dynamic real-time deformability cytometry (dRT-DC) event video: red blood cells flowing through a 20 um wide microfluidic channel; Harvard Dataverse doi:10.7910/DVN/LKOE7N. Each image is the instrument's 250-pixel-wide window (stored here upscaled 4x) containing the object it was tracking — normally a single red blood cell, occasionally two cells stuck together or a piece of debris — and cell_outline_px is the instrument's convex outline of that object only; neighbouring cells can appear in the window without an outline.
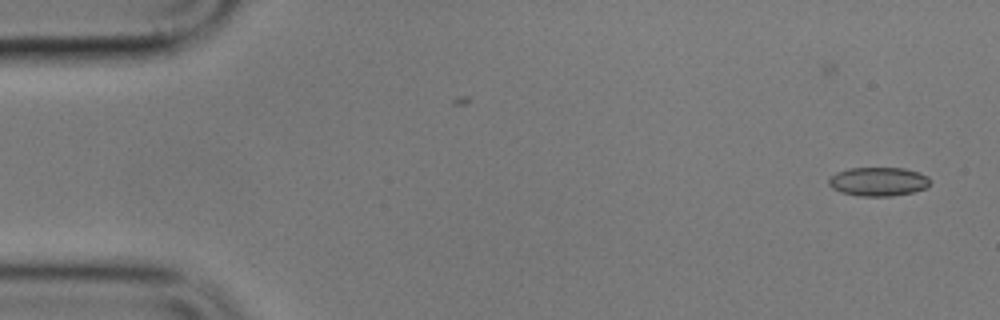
{"species": "common noctule bat (a hibernating species)", "species_latin": "Nyctalus noctula", "temperature_condition": "cold", "stored_images_in_passage": 2, "camera_frame_rate_fps": 3000, "um_per_image_px": 0.085, "animal": {"sex": "male", "body_mass_g": 17.9}, "frame": {"image": 1, "passage_image": 2, "time_ms": 1.333, "image_size_px": [1000, 320], "cell_outline_px": [[928, 184], [924, 188], [912, 192], [892, 196], [860, 196], [840, 192], [832, 188], [828, 184], [828, 180], [836, 172], [848, 168], [904, 168], [920, 172], [928, 176]], "centroid_in_image_um": [74.62, 15.43], "position_along_channel_um": 10.4, "area_um2": 16.99}}